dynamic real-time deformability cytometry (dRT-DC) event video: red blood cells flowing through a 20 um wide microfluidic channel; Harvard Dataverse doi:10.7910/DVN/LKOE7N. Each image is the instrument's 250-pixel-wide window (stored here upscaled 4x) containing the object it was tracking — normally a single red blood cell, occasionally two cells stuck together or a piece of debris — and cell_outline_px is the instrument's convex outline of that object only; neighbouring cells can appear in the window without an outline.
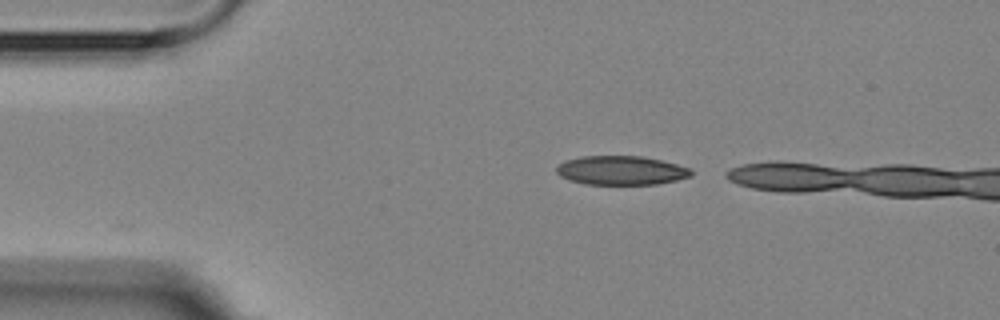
{"species": "Egyptian fruit bat (a non-hibernating species)", "species_latin": "Rousettus aegyptiacus", "temperature_condition": "room temperature", "stored_images_in_passage": 2, "camera_frame_rate_fps": 3000, "um_per_image_px": 0.085, "animal": {"sex": "female"}, "frame": {"image": 1, "passage_image": 2, "time_ms": 1.0, "image_size_px": [1000, 320], "cell_outline_px": [[692, 176], [676, 180], [656, 184], [584, 184], [568, 180], [560, 176], [556, 172], [556, 168], [564, 160], [580, 156], [640, 156], [660, 160], [692, 168]], "centroid_in_image_um": [52.78, 14.48], "position_along_channel_um": 32.2, "area_um2": 22.83}}